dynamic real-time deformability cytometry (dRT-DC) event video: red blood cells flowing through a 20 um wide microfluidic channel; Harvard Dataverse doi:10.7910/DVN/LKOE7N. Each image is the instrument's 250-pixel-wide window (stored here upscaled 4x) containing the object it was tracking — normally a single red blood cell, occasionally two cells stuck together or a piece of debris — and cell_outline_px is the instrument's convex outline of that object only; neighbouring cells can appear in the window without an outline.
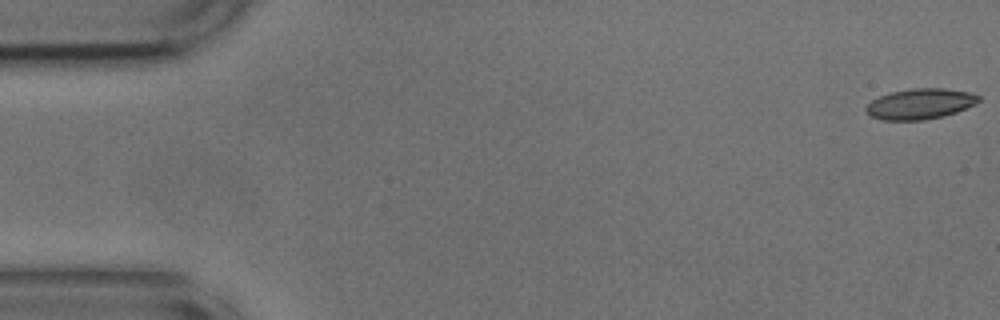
{"species": "common noctule bat (a hibernating species)", "species_latin": "Nyctalus noctula", "temperature_condition": "cold", "stored_images_in_passage": 54, "camera_frame_rate_fps": 3000, "um_per_image_px": 0.085, "animal": {"sex": "male", "body_mass_g": 17.9, "forearm_length_mm": 54.2}, "frame": {"image": 1, "passage_image": 1, "time_ms": 0.0, "image_size_px": [1000, 320], "cell_outline_px": [[980, 100], [976, 104], [956, 112], [944, 116], [924, 120], [884, 120], [872, 116], [864, 108], [872, 100], [880, 96], [892, 92], [912, 88], [944, 88], [972, 92], [980, 96]], "centroid_in_image_um": [78.26, 8.82], "position_along_channel_um": 6.7, "area_um2": 20.06}}
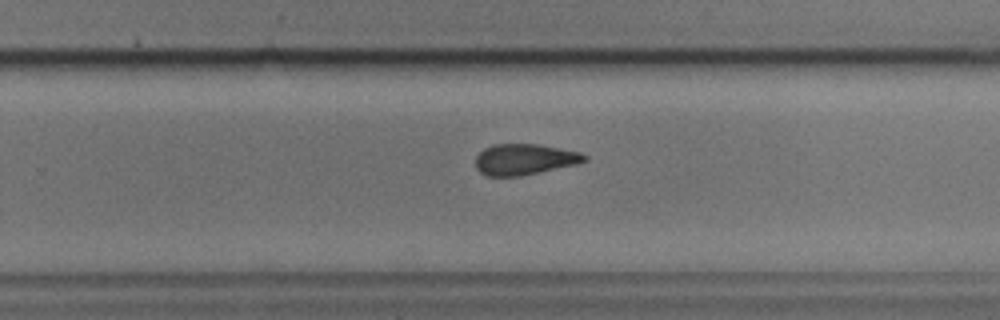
{"frame": {"image": 2, "passage_image": 34, "time_ms": 11.0, "image_size_px": [1000, 320], "cell_outline_px": [[588, 160], [576, 164], [520, 176], [488, 176], [480, 172], [476, 168], [476, 156], [484, 148], [492, 144], [536, 144], [580, 152], [588, 156]], "centroid_in_image_um": [44.57, 13.54], "position_along_channel_um": 285.2, "area_um2": 19.54}}
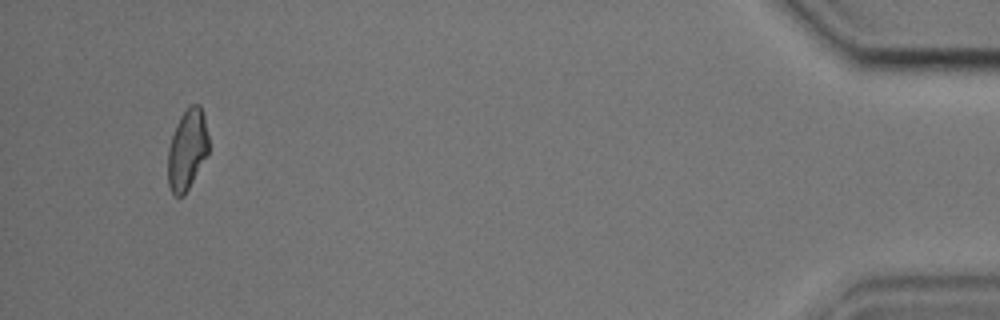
{"frame": {"image": 3, "passage_image": 51, "time_ms": 16.667, "image_size_px": [1000, 320], "cell_outline_px": [[208, 152], [184, 196], [176, 196], [172, 192], [168, 184], [168, 148], [176, 124], [180, 116], [192, 104], [200, 104], [204, 116], [208, 136]], "centroid_in_image_um": [15.9, 12.71], "position_along_channel_um": 419.3, "area_um2": 18.84}, "authors_computed_cell_mechanics": {"area_um2": 20.1722, "velocity_mm_per_s": 3.7186, "shape_relaxation_time_tau1_ms": null, "shape_relaxation_time_tau2_ms": 2.2079, "deformation_change_tau1": null, "deformation_change_tau2": 0.0945}}